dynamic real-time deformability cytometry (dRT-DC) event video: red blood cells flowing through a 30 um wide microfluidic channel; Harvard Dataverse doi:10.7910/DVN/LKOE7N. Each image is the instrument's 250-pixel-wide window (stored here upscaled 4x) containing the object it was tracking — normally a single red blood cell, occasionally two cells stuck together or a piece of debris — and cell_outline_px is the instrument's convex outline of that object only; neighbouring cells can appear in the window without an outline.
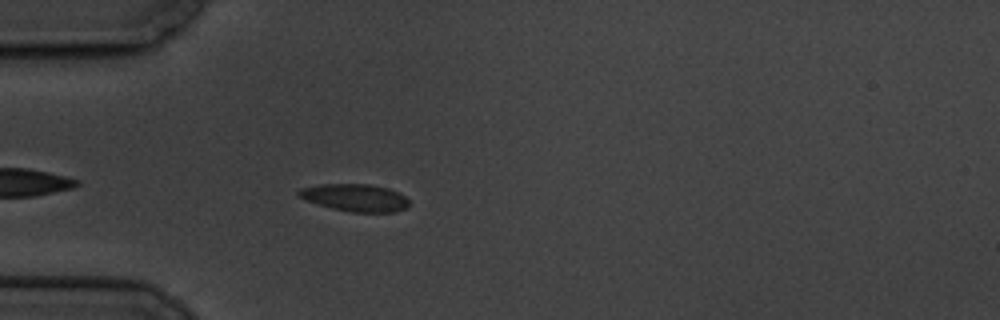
{"species": "common noctule bat (a hibernating species)", "species_latin": "Nyctalus noctula", "temperature_condition": "cold", "stored_images_in_passage": 4, "camera_frame_rate_fps": 3000, "um_per_image_px": 0.085, "animal": {"sex": "male", "body_mass_g": 19.5, "forearm_length_mm": 54.6}, "frame": {"image": 1, "passage_image": 4, "time_ms": 3.667, "image_size_px": [1000, 320], "cell_outline_px": [[408, 204], [404, 208], [396, 212], [352, 212], [332, 208], [296, 196], [296, 192], [300, 188], [320, 184], [368, 184], [388, 188], [404, 196], [408, 200]], "centroid_in_image_um": [30.15, 16.79], "position_along_channel_um": 54.8, "area_um2": 17.4}}